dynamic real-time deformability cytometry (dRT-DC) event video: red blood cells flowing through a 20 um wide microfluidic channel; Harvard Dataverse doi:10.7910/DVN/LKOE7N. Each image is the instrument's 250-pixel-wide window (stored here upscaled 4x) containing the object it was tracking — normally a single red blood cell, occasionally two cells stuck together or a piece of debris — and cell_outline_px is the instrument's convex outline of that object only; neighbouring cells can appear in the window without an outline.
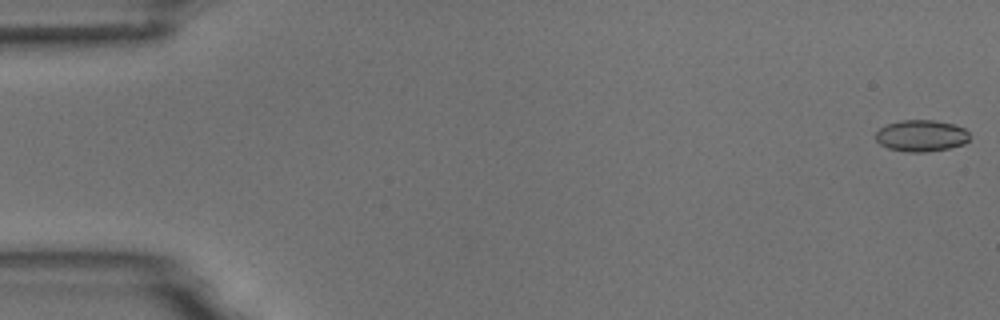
{"species": "common noctule bat (a hibernating species)", "species_latin": "Nyctalus noctula", "temperature_condition": "room temperature", "stored_images_in_passage": 7, "camera_frame_rate_fps": 3000, "um_per_image_px": 0.085, "animal": {"sex": "male", "body_mass_g": 18.8}, "frame": {"image": 1, "passage_image": 1, "time_ms": 0.0, "image_size_px": [1000, 320], "cell_outline_px": [[968, 140], [964, 144], [948, 148], [928, 152], [908, 152], [888, 148], [880, 144], [876, 140], [876, 132], [880, 128], [888, 124], [900, 120], [936, 120], [952, 124], [964, 128], [968, 132]], "centroid_in_image_um": [78.3, 11.54], "position_along_channel_um": 6.7, "area_um2": 17.22}}